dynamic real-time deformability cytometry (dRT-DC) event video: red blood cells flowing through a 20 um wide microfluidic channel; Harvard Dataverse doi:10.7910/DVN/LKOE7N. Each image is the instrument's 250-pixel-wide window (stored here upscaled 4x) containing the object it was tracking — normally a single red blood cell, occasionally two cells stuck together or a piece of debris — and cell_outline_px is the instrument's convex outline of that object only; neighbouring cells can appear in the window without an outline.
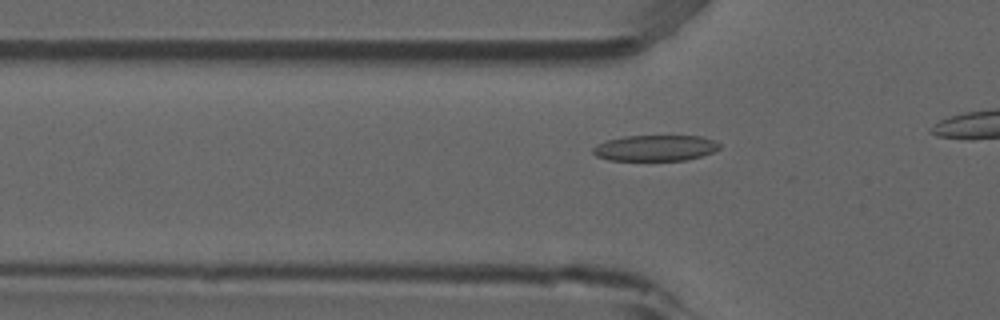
{"species": "common noctule bat (a hibernating species)", "species_latin": "Nyctalus noctula", "temperature_condition": "room temperature", "stored_images_in_passage": 9, "camera_frame_rate_fps": 3000, "um_per_image_px": 0.085, "animal": {"sex": "male", "forearm_length_mm": 52.5}, "frame": {"image": 1, "passage_image": 3, "time_ms": 0.667, "image_size_px": [1000, 320], "cell_outline_px": [[720, 148], [712, 152], [700, 156], [684, 160], [608, 160], [596, 156], [592, 152], [592, 148], [608, 140], [624, 136], [700, 136], [712, 140], [720, 144]], "centroid_in_image_um": [55.68, 12.58], "position_along_channel_um": 70.1, "area_um2": 18.84}}
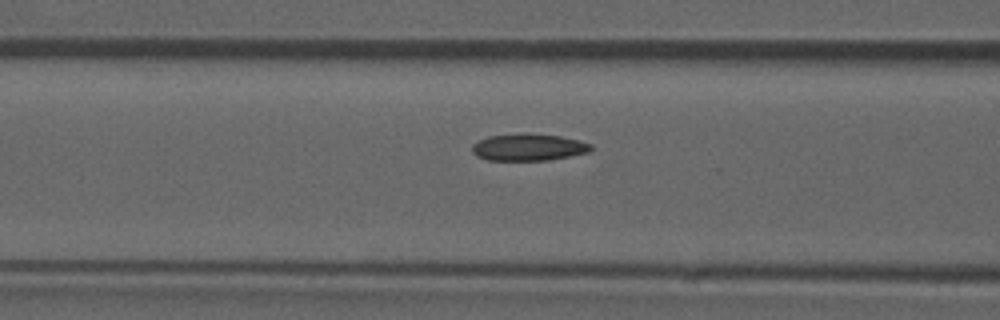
{"frame": {"image": 2, "passage_image": 7, "time_ms": 2.0, "image_size_px": [1000, 320], "cell_outline_px": [[592, 148], [588, 152], [548, 160], [488, 160], [476, 156], [472, 152], [472, 144], [488, 136], [524, 132], [560, 136], [580, 140], [592, 144]], "centroid_in_image_um": [44.9, 12.5], "position_along_channel_um": 121.7, "area_um2": 18.79}}